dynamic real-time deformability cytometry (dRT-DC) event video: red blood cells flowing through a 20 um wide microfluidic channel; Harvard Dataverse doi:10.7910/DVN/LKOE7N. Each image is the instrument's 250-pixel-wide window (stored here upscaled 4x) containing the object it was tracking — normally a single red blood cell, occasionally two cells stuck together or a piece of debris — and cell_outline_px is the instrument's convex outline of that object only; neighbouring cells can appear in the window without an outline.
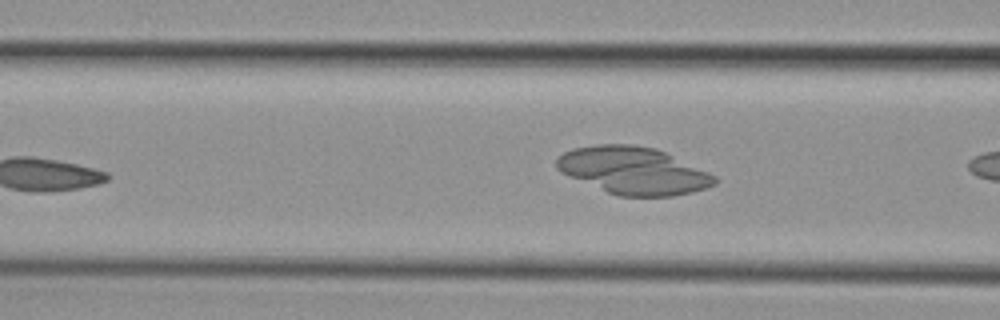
{"species": "common noctule bat (a hibernating species)", "species_latin": "Nyctalus noctula", "temperature_condition": "cold", "stored_images_in_passage": 8, "segment_of_instrument_passage": [1, 2], "camera_frame_rate_fps": 3000, "um_per_image_px": 0.085, "animal": {"sex": "female", "body_mass_g": 29.2, "forearm_length_mm": 56.3}, "frame": {"image": 1, "passage_image": 6, "time_ms": 6.333, "image_size_px": [1000, 320], "cell_outline_px": [[716, 184], [708, 188], [692, 192], [672, 196], [620, 196], [608, 192], [568, 176], [560, 172], [556, 168], [556, 156], [572, 148], [596, 144], [632, 144], [656, 148], [708, 172], [716, 176]], "centroid_in_image_um": [53.8, 14.49], "position_along_channel_um": 112.8, "area_um2": 43.52}}